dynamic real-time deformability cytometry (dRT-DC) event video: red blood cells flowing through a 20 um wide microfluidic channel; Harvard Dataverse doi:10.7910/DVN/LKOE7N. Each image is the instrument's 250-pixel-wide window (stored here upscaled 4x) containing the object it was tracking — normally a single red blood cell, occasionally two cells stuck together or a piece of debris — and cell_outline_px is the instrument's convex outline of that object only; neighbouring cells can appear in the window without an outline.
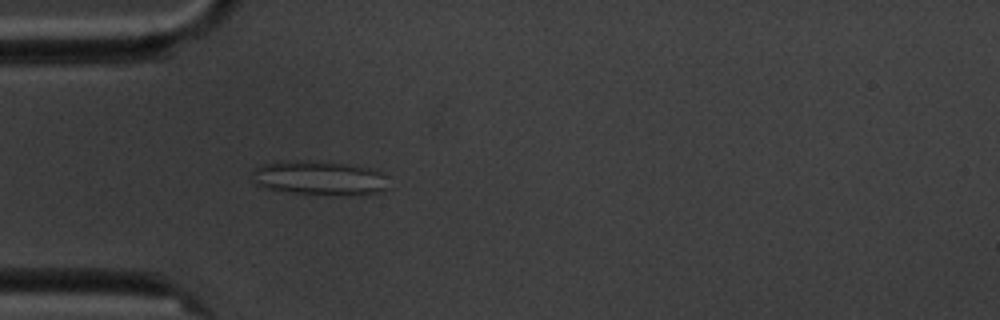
{"species": "common noctule bat (a hibernating species)", "species_latin": "Nyctalus noctula", "temperature_condition": "cold", "stored_images_in_passage": 5, "camera_frame_rate_fps": 3000, "um_per_image_px": 0.085, "animal": {"sex": "male", "body_mass_g": 20.1, "forearm_length_mm": 53.5}, "frame": {"image": 1, "passage_image": 5, "time_ms": 4.667, "image_size_px": [1000, 320], "cell_outline_px": [[388, 188], [380, 192], [292, 192], [268, 188], [256, 184], [252, 172], [256, 168], [264, 164], [280, 160], [308, 160], [344, 164], [368, 168], [380, 172]], "centroid_in_image_um": [27.03, 15.06], "position_along_channel_um": 58.0, "area_um2": 25.61}}